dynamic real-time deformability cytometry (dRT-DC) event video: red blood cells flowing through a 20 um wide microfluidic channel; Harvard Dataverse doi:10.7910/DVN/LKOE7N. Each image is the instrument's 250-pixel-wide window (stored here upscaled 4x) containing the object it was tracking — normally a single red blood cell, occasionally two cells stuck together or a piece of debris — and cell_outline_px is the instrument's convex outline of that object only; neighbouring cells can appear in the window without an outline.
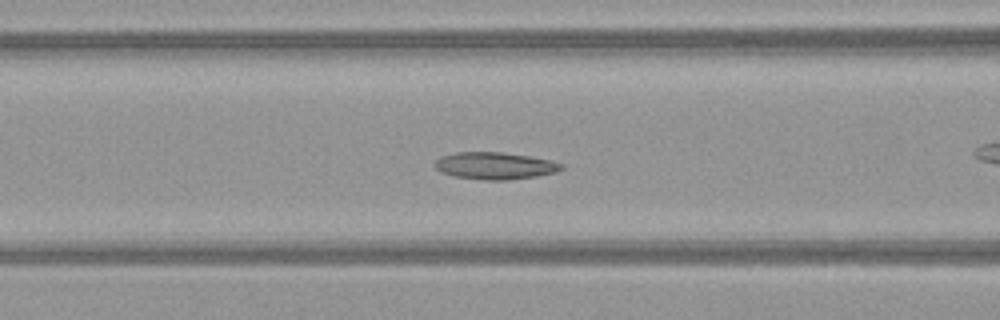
{"species": "common noctule bat (a hibernating species)", "species_latin": "Nyctalus noctula", "temperature_condition": "warm", "stored_images_in_passage": 54, "camera_frame_rate_fps": 3000, "um_per_image_px": 0.085, "animal": {"sex": "female", "body_mass_g": 21.9}, "frame": {"image": 1, "passage_image": 23, "time_ms": 7.333, "image_size_px": [1000, 320], "cell_outline_px": [[564, 168], [556, 172], [536, 176], [508, 180], [484, 180], [452, 176], [440, 172], [432, 164], [440, 156], [456, 152], [504, 152], [532, 156], [552, 160], [564, 164]], "centroid_in_image_um": [42.07, 14.08], "position_along_channel_um": 124.5, "area_um2": 20.35}}
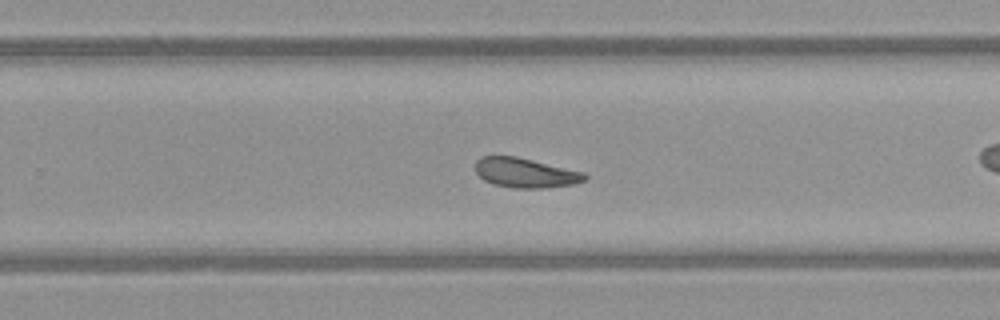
{"frame": {"image": 2, "passage_image": 35, "time_ms": 11.333, "image_size_px": [1000, 320], "cell_outline_px": [[588, 180], [572, 184], [540, 188], [516, 188], [492, 184], [484, 180], [476, 172], [476, 160], [480, 156], [516, 156], [584, 172], [588, 176]], "centroid_in_image_um": [44.66, 14.68], "position_along_channel_um": 285.1, "area_um2": 18.84}}
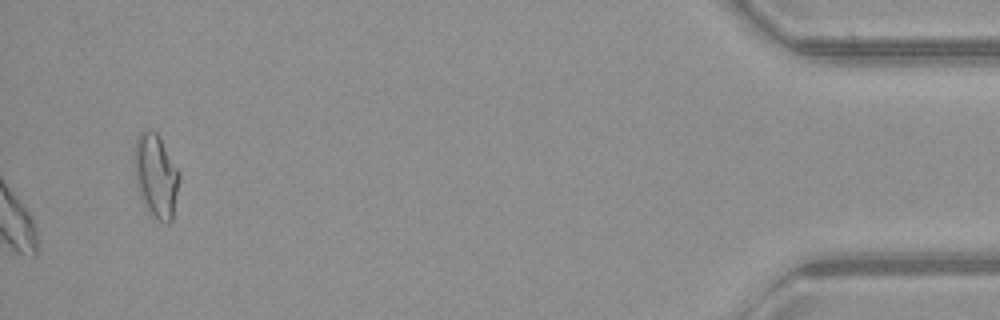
{"frame": {"image": 3, "passage_image": 54, "time_ms": 17.667, "image_size_px": [1000, 320], "cell_outline_px": [[180, 176], [172, 220], [168, 224], [152, 216], [140, 200], [136, 184], [132, 164], [132, 156], [136, 136], [140, 132], [156, 132], [180, 172]], "centroid_in_image_um": [13.2, 14.96], "position_along_channel_um": 422.0, "area_um2": 22.2}, "authors_computed_cell_mechanics": {"area_um2": 20.3456, "velocity_mm_per_s": 4.0275, "shape_relaxation_time_tau1_ms": 3.2044, "shape_relaxation_time_tau2_ms": 3.3139, "deformation_change_tau1": 0.1067, "deformation_change_tau2": 0.1174}}